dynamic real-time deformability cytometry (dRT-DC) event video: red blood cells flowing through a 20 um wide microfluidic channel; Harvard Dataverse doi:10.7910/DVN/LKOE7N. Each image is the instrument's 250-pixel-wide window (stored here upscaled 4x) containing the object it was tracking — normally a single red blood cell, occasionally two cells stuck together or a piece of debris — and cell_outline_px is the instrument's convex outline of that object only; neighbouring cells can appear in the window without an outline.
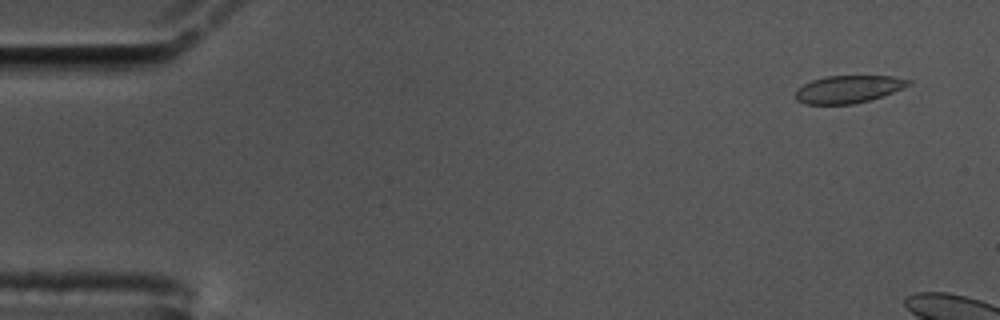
{"species": "common noctule bat (a hibernating species)", "species_latin": "Nyctalus noctula", "temperature_condition": "cold", "stored_images_in_passage": 7, "camera_frame_rate_fps": 3000, "um_per_image_px": 0.085, "animal": {"sex": "male", "body_mass_g": 17.5, "forearm_length_mm": 52.3}, "frame": {"image": 1, "passage_image": 1, "time_ms": 0.0, "image_size_px": [1000, 320], "cell_outline_px": [[912, 80], [908, 84], [892, 92], [868, 100], [852, 104], [804, 104], [796, 100], [796, 92], [804, 84], [812, 80], [824, 76], [892, 76]], "centroid_in_image_um": [72.06, 7.58], "position_along_channel_um": 12.9, "area_um2": 17.74}}